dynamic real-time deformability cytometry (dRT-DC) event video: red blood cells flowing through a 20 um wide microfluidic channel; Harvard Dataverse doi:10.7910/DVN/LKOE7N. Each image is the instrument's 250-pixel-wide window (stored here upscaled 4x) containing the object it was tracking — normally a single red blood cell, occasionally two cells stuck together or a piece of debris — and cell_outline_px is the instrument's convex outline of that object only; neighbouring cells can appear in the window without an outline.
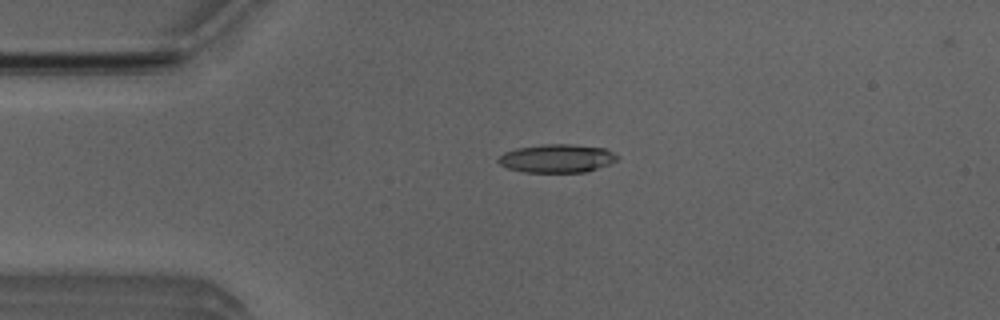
{"species": "Egyptian fruit bat (a non-hibernating species)", "species_latin": "Rousettus aegyptiacus", "temperature_condition": "room temperature", "stored_images_in_passage": 41, "camera_frame_rate_fps": 3000, "um_per_image_px": 0.085, "animal": {"sex": "male"}, "frame": {"image": 1, "passage_image": 1, "time_ms": 0.0, "image_size_px": [1000, 320], "cell_outline_px": [[620, 156], [616, 160], [608, 164], [584, 172], [524, 172], [508, 168], [500, 164], [496, 160], [504, 152], [516, 148], [544, 144], [572, 144], [604, 148]], "centroid_in_image_um": [47.31, 13.46], "position_along_channel_um": 37.7, "area_um2": 19.54}}
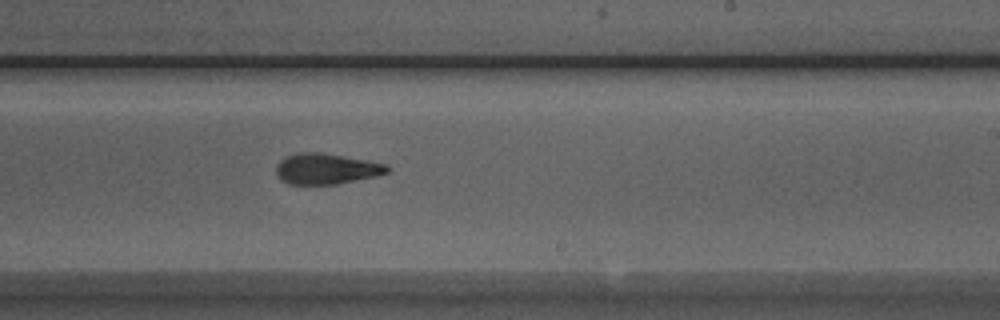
{"frame": {"image": 2, "passage_image": 20, "time_ms": 6.333, "image_size_px": [1000, 320], "cell_outline_px": [[392, 168], [388, 172], [376, 176], [336, 184], [288, 184], [280, 180], [276, 176], [276, 164], [284, 156], [300, 152], [320, 152], [368, 160], [388, 164]], "centroid_in_image_um": [27.72, 14.34], "position_along_channel_um": 261.3, "area_um2": 20.17}}
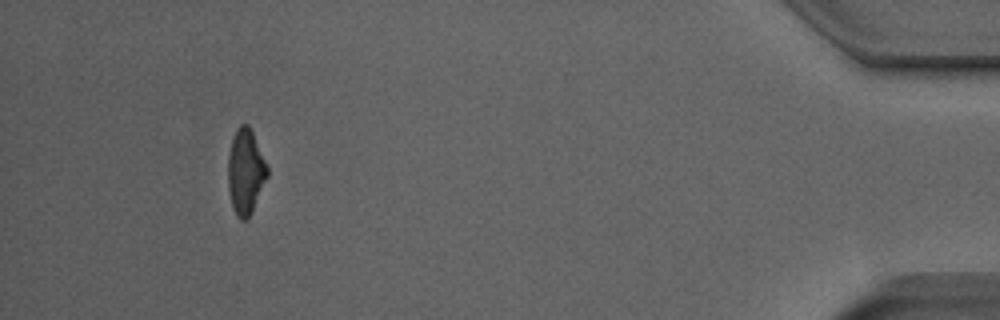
{"frame": {"image": 3, "passage_image": 37, "time_ms": 12.0, "image_size_px": [1000, 320], "cell_outline_px": [[268, 176], [252, 212], [248, 220], [240, 220], [236, 216], [232, 208], [228, 188], [228, 156], [232, 136], [236, 128], [240, 124], [248, 124], [252, 132], [268, 168]], "centroid_in_image_um": [20.85, 14.62], "position_along_channel_um": 414.3, "area_um2": 19.65}, "authors_computed_cell_mechanics": {"area_um2": 20.1722, "velocity_mm_per_s": 3.9773, "shape_relaxation_time_tau1_ms": 5.0356, "shape_relaxation_time_tau2_ms": 3.7533, "deformation_change_tau1": 0.202, "deformation_change_tau2": 0.1018}}